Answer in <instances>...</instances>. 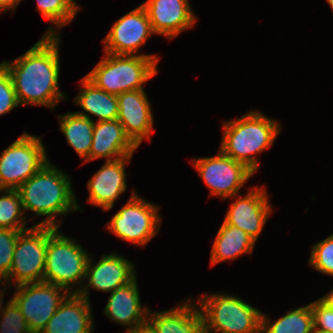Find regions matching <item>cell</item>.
<instances>
[{
    "label": "cell",
    "instance_id": "obj_1",
    "mask_svg": "<svg viewBox=\"0 0 333 333\" xmlns=\"http://www.w3.org/2000/svg\"><path fill=\"white\" fill-rule=\"evenodd\" d=\"M60 34L49 26L42 38L28 51L9 62H1L10 72L20 106L56 108L66 99L59 89Z\"/></svg>",
    "mask_w": 333,
    "mask_h": 333
},
{
    "label": "cell",
    "instance_id": "obj_2",
    "mask_svg": "<svg viewBox=\"0 0 333 333\" xmlns=\"http://www.w3.org/2000/svg\"><path fill=\"white\" fill-rule=\"evenodd\" d=\"M69 175L47 161L45 165L17 190L21 197L24 213L32 211L38 217L46 216L35 225H61L57 215L67 216L70 212L81 211L77 203Z\"/></svg>",
    "mask_w": 333,
    "mask_h": 333
},
{
    "label": "cell",
    "instance_id": "obj_3",
    "mask_svg": "<svg viewBox=\"0 0 333 333\" xmlns=\"http://www.w3.org/2000/svg\"><path fill=\"white\" fill-rule=\"evenodd\" d=\"M261 113L250 110L239 119L223 121V138L219 148L254 174L260 167L257 154L272 146L281 131L279 121Z\"/></svg>",
    "mask_w": 333,
    "mask_h": 333
},
{
    "label": "cell",
    "instance_id": "obj_4",
    "mask_svg": "<svg viewBox=\"0 0 333 333\" xmlns=\"http://www.w3.org/2000/svg\"><path fill=\"white\" fill-rule=\"evenodd\" d=\"M104 55L85 77L110 94L142 90L143 84L158 72L160 57L155 54L116 55L104 52Z\"/></svg>",
    "mask_w": 333,
    "mask_h": 333
},
{
    "label": "cell",
    "instance_id": "obj_5",
    "mask_svg": "<svg viewBox=\"0 0 333 333\" xmlns=\"http://www.w3.org/2000/svg\"><path fill=\"white\" fill-rule=\"evenodd\" d=\"M196 303L204 333H261L262 311L238 296L205 293Z\"/></svg>",
    "mask_w": 333,
    "mask_h": 333
},
{
    "label": "cell",
    "instance_id": "obj_6",
    "mask_svg": "<svg viewBox=\"0 0 333 333\" xmlns=\"http://www.w3.org/2000/svg\"><path fill=\"white\" fill-rule=\"evenodd\" d=\"M88 254L74 238L63 235L58 228L48 238L43 282L62 287L68 293H79L86 277ZM75 284L78 288L72 291Z\"/></svg>",
    "mask_w": 333,
    "mask_h": 333
},
{
    "label": "cell",
    "instance_id": "obj_7",
    "mask_svg": "<svg viewBox=\"0 0 333 333\" xmlns=\"http://www.w3.org/2000/svg\"><path fill=\"white\" fill-rule=\"evenodd\" d=\"M55 226L34 225L19 233L9 275L3 280L11 286L43 282L48 238ZM11 283V284H9Z\"/></svg>",
    "mask_w": 333,
    "mask_h": 333
},
{
    "label": "cell",
    "instance_id": "obj_8",
    "mask_svg": "<svg viewBox=\"0 0 333 333\" xmlns=\"http://www.w3.org/2000/svg\"><path fill=\"white\" fill-rule=\"evenodd\" d=\"M132 191L128 202L106 224V230L119 239L144 247L159 233L162 222L160 207Z\"/></svg>",
    "mask_w": 333,
    "mask_h": 333
},
{
    "label": "cell",
    "instance_id": "obj_9",
    "mask_svg": "<svg viewBox=\"0 0 333 333\" xmlns=\"http://www.w3.org/2000/svg\"><path fill=\"white\" fill-rule=\"evenodd\" d=\"M46 147L39 136L23 132L0 156V183L17 189L47 163Z\"/></svg>",
    "mask_w": 333,
    "mask_h": 333
},
{
    "label": "cell",
    "instance_id": "obj_10",
    "mask_svg": "<svg viewBox=\"0 0 333 333\" xmlns=\"http://www.w3.org/2000/svg\"><path fill=\"white\" fill-rule=\"evenodd\" d=\"M191 162L209 188L210 196L222 200L238 195L254 175L243 163L233 160L220 149L214 157L193 158Z\"/></svg>",
    "mask_w": 333,
    "mask_h": 333
},
{
    "label": "cell",
    "instance_id": "obj_11",
    "mask_svg": "<svg viewBox=\"0 0 333 333\" xmlns=\"http://www.w3.org/2000/svg\"><path fill=\"white\" fill-rule=\"evenodd\" d=\"M12 300L25 317L32 333H40L69 294L62 287L46 282L14 286Z\"/></svg>",
    "mask_w": 333,
    "mask_h": 333
},
{
    "label": "cell",
    "instance_id": "obj_12",
    "mask_svg": "<svg viewBox=\"0 0 333 333\" xmlns=\"http://www.w3.org/2000/svg\"><path fill=\"white\" fill-rule=\"evenodd\" d=\"M155 34L142 5L116 20L102 40L104 52L116 55H136L148 38Z\"/></svg>",
    "mask_w": 333,
    "mask_h": 333
},
{
    "label": "cell",
    "instance_id": "obj_13",
    "mask_svg": "<svg viewBox=\"0 0 333 333\" xmlns=\"http://www.w3.org/2000/svg\"><path fill=\"white\" fill-rule=\"evenodd\" d=\"M234 198L236 200L231 202L224 222L245 231L257 241L273 210L266 187H253L244 197L235 195L229 199Z\"/></svg>",
    "mask_w": 333,
    "mask_h": 333
},
{
    "label": "cell",
    "instance_id": "obj_14",
    "mask_svg": "<svg viewBox=\"0 0 333 333\" xmlns=\"http://www.w3.org/2000/svg\"><path fill=\"white\" fill-rule=\"evenodd\" d=\"M93 258L90 255L87 262L85 277L87 284L85 283L78 293L88 301L90 287L97 291L111 293L137 277L134 264L115 252L109 255L103 254L96 264L93 263Z\"/></svg>",
    "mask_w": 333,
    "mask_h": 333
},
{
    "label": "cell",
    "instance_id": "obj_15",
    "mask_svg": "<svg viewBox=\"0 0 333 333\" xmlns=\"http://www.w3.org/2000/svg\"><path fill=\"white\" fill-rule=\"evenodd\" d=\"M141 5L147 13L153 32L169 40L194 27L197 19L189 0H146Z\"/></svg>",
    "mask_w": 333,
    "mask_h": 333
},
{
    "label": "cell",
    "instance_id": "obj_16",
    "mask_svg": "<svg viewBox=\"0 0 333 333\" xmlns=\"http://www.w3.org/2000/svg\"><path fill=\"white\" fill-rule=\"evenodd\" d=\"M118 120L125 133L139 147L143 139H150L154 117L145 89L118 94Z\"/></svg>",
    "mask_w": 333,
    "mask_h": 333
},
{
    "label": "cell",
    "instance_id": "obj_17",
    "mask_svg": "<svg viewBox=\"0 0 333 333\" xmlns=\"http://www.w3.org/2000/svg\"><path fill=\"white\" fill-rule=\"evenodd\" d=\"M132 156L106 161L87 182L88 203L99 206L103 211L113 208L116 199L125 192V166Z\"/></svg>",
    "mask_w": 333,
    "mask_h": 333
},
{
    "label": "cell",
    "instance_id": "obj_18",
    "mask_svg": "<svg viewBox=\"0 0 333 333\" xmlns=\"http://www.w3.org/2000/svg\"><path fill=\"white\" fill-rule=\"evenodd\" d=\"M136 279L112 291L103 311L110 321L128 326L126 333L147 323L149 309L141 306Z\"/></svg>",
    "mask_w": 333,
    "mask_h": 333
},
{
    "label": "cell",
    "instance_id": "obj_19",
    "mask_svg": "<svg viewBox=\"0 0 333 333\" xmlns=\"http://www.w3.org/2000/svg\"><path fill=\"white\" fill-rule=\"evenodd\" d=\"M90 301L78 293H69L40 333H93Z\"/></svg>",
    "mask_w": 333,
    "mask_h": 333
},
{
    "label": "cell",
    "instance_id": "obj_20",
    "mask_svg": "<svg viewBox=\"0 0 333 333\" xmlns=\"http://www.w3.org/2000/svg\"><path fill=\"white\" fill-rule=\"evenodd\" d=\"M138 146L125 133L118 119L95 121L89 161L106 158V161L133 156Z\"/></svg>",
    "mask_w": 333,
    "mask_h": 333
},
{
    "label": "cell",
    "instance_id": "obj_21",
    "mask_svg": "<svg viewBox=\"0 0 333 333\" xmlns=\"http://www.w3.org/2000/svg\"><path fill=\"white\" fill-rule=\"evenodd\" d=\"M147 323L156 333H204L202 311L192 299L169 310H149Z\"/></svg>",
    "mask_w": 333,
    "mask_h": 333
},
{
    "label": "cell",
    "instance_id": "obj_22",
    "mask_svg": "<svg viewBox=\"0 0 333 333\" xmlns=\"http://www.w3.org/2000/svg\"><path fill=\"white\" fill-rule=\"evenodd\" d=\"M80 82L81 89L73 102L79 105L83 111L75 113L87 118H90L88 114L94 115L98 121L118 119L117 95L97 88L86 77H83Z\"/></svg>",
    "mask_w": 333,
    "mask_h": 333
},
{
    "label": "cell",
    "instance_id": "obj_23",
    "mask_svg": "<svg viewBox=\"0 0 333 333\" xmlns=\"http://www.w3.org/2000/svg\"><path fill=\"white\" fill-rule=\"evenodd\" d=\"M255 243L245 231L223 221L213 241L210 263L214 266L223 261H233L242 254H251Z\"/></svg>",
    "mask_w": 333,
    "mask_h": 333
},
{
    "label": "cell",
    "instance_id": "obj_24",
    "mask_svg": "<svg viewBox=\"0 0 333 333\" xmlns=\"http://www.w3.org/2000/svg\"><path fill=\"white\" fill-rule=\"evenodd\" d=\"M59 127L65 135L67 143L75 150L77 155L89 162V152L92 145L93 128L95 122L91 118L68 112L58 115Z\"/></svg>",
    "mask_w": 333,
    "mask_h": 333
},
{
    "label": "cell",
    "instance_id": "obj_25",
    "mask_svg": "<svg viewBox=\"0 0 333 333\" xmlns=\"http://www.w3.org/2000/svg\"><path fill=\"white\" fill-rule=\"evenodd\" d=\"M314 318L311 305L291 309L281 318L271 322L261 315V333H313Z\"/></svg>",
    "mask_w": 333,
    "mask_h": 333
},
{
    "label": "cell",
    "instance_id": "obj_26",
    "mask_svg": "<svg viewBox=\"0 0 333 333\" xmlns=\"http://www.w3.org/2000/svg\"><path fill=\"white\" fill-rule=\"evenodd\" d=\"M0 196V228L24 231L31 219L24 215L21 197L17 189H4ZM27 221H26V220Z\"/></svg>",
    "mask_w": 333,
    "mask_h": 333
},
{
    "label": "cell",
    "instance_id": "obj_27",
    "mask_svg": "<svg viewBox=\"0 0 333 333\" xmlns=\"http://www.w3.org/2000/svg\"><path fill=\"white\" fill-rule=\"evenodd\" d=\"M37 10L56 28L70 24L80 6L75 0H36Z\"/></svg>",
    "mask_w": 333,
    "mask_h": 333
},
{
    "label": "cell",
    "instance_id": "obj_28",
    "mask_svg": "<svg viewBox=\"0 0 333 333\" xmlns=\"http://www.w3.org/2000/svg\"><path fill=\"white\" fill-rule=\"evenodd\" d=\"M309 265L320 273L333 276V234L312 246Z\"/></svg>",
    "mask_w": 333,
    "mask_h": 333
},
{
    "label": "cell",
    "instance_id": "obj_29",
    "mask_svg": "<svg viewBox=\"0 0 333 333\" xmlns=\"http://www.w3.org/2000/svg\"><path fill=\"white\" fill-rule=\"evenodd\" d=\"M21 231L0 228V281L10 272L16 240Z\"/></svg>",
    "mask_w": 333,
    "mask_h": 333
},
{
    "label": "cell",
    "instance_id": "obj_30",
    "mask_svg": "<svg viewBox=\"0 0 333 333\" xmlns=\"http://www.w3.org/2000/svg\"><path fill=\"white\" fill-rule=\"evenodd\" d=\"M0 333H32L25 317L13 300L0 316Z\"/></svg>",
    "mask_w": 333,
    "mask_h": 333
},
{
    "label": "cell",
    "instance_id": "obj_31",
    "mask_svg": "<svg viewBox=\"0 0 333 333\" xmlns=\"http://www.w3.org/2000/svg\"><path fill=\"white\" fill-rule=\"evenodd\" d=\"M20 106L15 94L13 80L5 65L0 63V116Z\"/></svg>",
    "mask_w": 333,
    "mask_h": 333
},
{
    "label": "cell",
    "instance_id": "obj_32",
    "mask_svg": "<svg viewBox=\"0 0 333 333\" xmlns=\"http://www.w3.org/2000/svg\"><path fill=\"white\" fill-rule=\"evenodd\" d=\"M314 318V330L333 332V308L320 298L310 303Z\"/></svg>",
    "mask_w": 333,
    "mask_h": 333
},
{
    "label": "cell",
    "instance_id": "obj_33",
    "mask_svg": "<svg viewBox=\"0 0 333 333\" xmlns=\"http://www.w3.org/2000/svg\"><path fill=\"white\" fill-rule=\"evenodd\" d=\"M22 0H0V12L15 9Z\"/></svg>",
    "mask_w": 333,
    "mask_h": 333
},
{
    "label": "cell",
    "instance_id": "obj_34",
    "mask_svg": "<svg viewBox=\"0 0 333 333\" xmlns=\"http://www.w3.org/2000/svg\"><path fill=\"white\" fill-rule=\"evenodd\" d=\"M0 283H1L0 287L1 286L3 287V285L5 286V287H3V289L0 290V316H1L4 313L7 305L12 301V298L9 301H7V304L5 306L3 305V297H4V294H5V289L7 288L8 284L5 283L4 281H0Z\"/></svg>",
    "mask_w": 333,
    "mask_h": 333
},
{
    "label": "cell",
    "instance_id": "obj_35",
    "mask_svg": "<svg viewBox=\"0 0 333 333\" xmlns=\"http://www.w3.org/2000/svg\"><path fill=\"white\" fill-rule=\"evenodd\" d=\"M128 333H156L154 329L148 324H144L142 326H139L135 330L128 332Z\"/></svg>",
    "mask_w": 333,
    "mask_h": 333
},
{
    "label": "cell",
    "instance_id": "obj_36",
    "mask_svg": "<svg viewBox=\"0 0 333 333\" xmlns=\"http://www.w3.org/2000/svg\"><path fill=\"white\" fill-rule=\"evenodd\" d=\"M329 307L333 308V289L320 298Z\"/></svg>",
    "mask_w": 333,
    "mask_h": 333
},
{
    "label": "cell",
    "instance_id": "obj_37",
    "mask_svg": "<svg viewBox=\"0 0 333 333\" xmlns=\"http://www.w3.org/2000/svg\"><path fill=\"white\" fill-rule=\"evenodd\" d=\"M313 333H333L329 331L314 330Z\"/></svg>",
    "mask_w": 333,
    "mask_h": 333
},
{
    "label": "cell",
    "instance_id": "obj_38",
    "mask_svg": "<svg viewBox=\"0 0 333 333\" xmlns=\"http://www.w3.org/2000/svg\"><path fill=\"white\" fill-rule=\"evenodd\" d=\"M326 1H327V3L330 5V7L333 10V0H326Z\"/></svg>",
    "mask_w": 333,
    "mask_h": 333
},
{
    "label": "cell",
    "instance_id": "obj_39",
    "mask_svg": "<svg viewBox=\"0 0 333 333\" xmlns=\"http://www.w3.org/2000/svg\"><path fill=\"white\" fill-rule=\"evenodd\" d=\"M4 190L3 186L0 183V193Z\"/></svg>",
    "mask_w": 333,
    "mask_h": 333
}]
</instances>
